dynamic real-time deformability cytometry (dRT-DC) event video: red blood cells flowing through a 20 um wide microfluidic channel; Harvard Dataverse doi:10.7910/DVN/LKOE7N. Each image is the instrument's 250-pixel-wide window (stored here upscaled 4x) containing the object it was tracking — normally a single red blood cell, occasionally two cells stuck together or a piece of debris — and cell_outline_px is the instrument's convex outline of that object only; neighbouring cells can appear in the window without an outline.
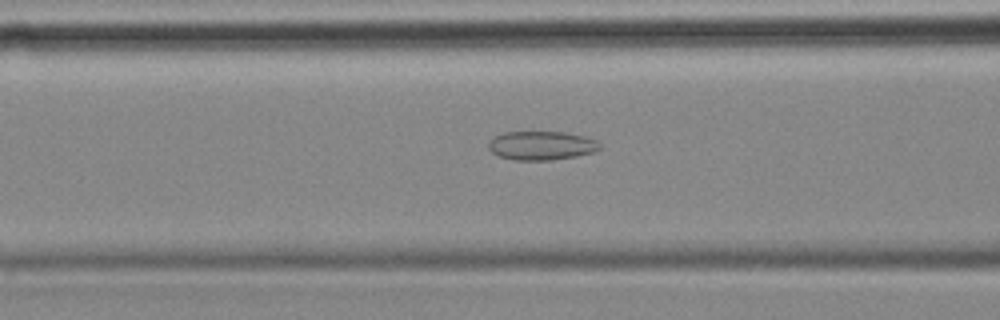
{"species": "common noctule bat (a hibernating species)", "species_latin": "Nyctalus noctula", "temperature_condition": "cold", "stored_images_in_passage": 56, "camera_frame_rate_fps": 3000, "um_per_image_px": 0.085, "animal": {"sex": "female", "body_mass_g": 18.4}, "frame": {"image": 1, "passage_image": 22, "time_ms": 7.0, "image_size_px": [1000, 320], "cell_outline_px": [[600, 148], [592, 152], [576, 156], [552, 160], [512, 160], [500, 156], [492, 152], [488, 148], [488, 144], [496, 136], [504, 132], [564, 132], [584, 136], [596, 140], [600, 144]], "centroid_in_image_um": [46.02, 12.37], "position_along_channel_um": 120.6, "area_um2": 18.55}}
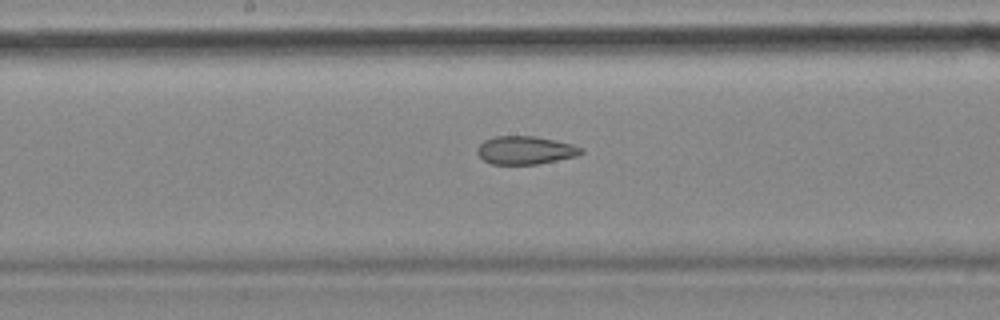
{"frame": {"image": 2, "passage_image": 29, "time_ms": 9.333, "image_size_px": [1000, 320], "cell_outline_px": [[584, 152], [576, 156], [536, 164], [492, 164], [484, 160], [476, 152], [476, 148], [484, 140], [496, 136], [532, 136], [572, 144], [584, 148]], "centroid_in_image_um": [44.63, 12.77], "position_along_channel_um": 203.6, "area_um2": 16.88}}
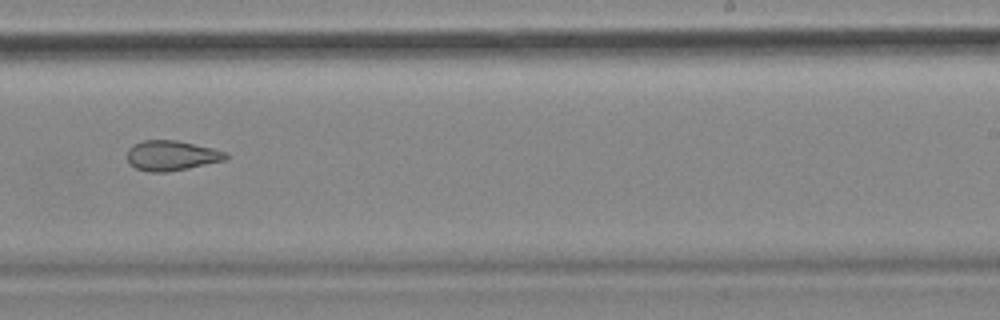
{"frame": {"image": 3, "passage_image": 35, "time_ms": 11.333, "image_size_px": [1000, 320], "cell_outline_px": [[228, 156], [224, 160], [188, 168], [164, 172], [148, 172], [136, 168], [128, 164], [128, 148], [132, 144], [144, 140], [176, 140], [212, 148], [228, 152]], "centroid_in_image_um": [14.55, 13.22], "position_along_channel_um": 274.5, "area_um2": 17.22}, "authors_computed_cell_mechanics": {"area_um2": 20.8369, "velocity_mm_per_s": 3.5633, "shape_relaxation_time_tau1_ms": null, "shape_relaxation_time_tau2_ms": 3.8921, "deformation_change_tau1": null, "deformation_change_tau2": 0.1141}}